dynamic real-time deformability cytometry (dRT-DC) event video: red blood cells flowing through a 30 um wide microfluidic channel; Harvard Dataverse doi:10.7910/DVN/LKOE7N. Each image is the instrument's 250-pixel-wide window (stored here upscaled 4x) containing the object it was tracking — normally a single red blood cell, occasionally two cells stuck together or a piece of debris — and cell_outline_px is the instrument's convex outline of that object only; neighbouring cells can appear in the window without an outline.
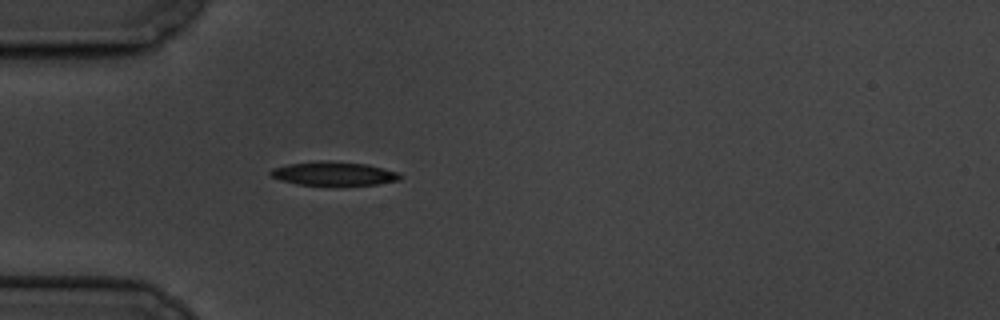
{"species": "common noctule bat (a hibernating species)", "species_latin": "Nyctalus noctula", "temperature_condition": "cold", "stored_images_in_passage": 5, "camera_frame_rate_fps": 3000, "um_per_image_px": 0.085, "animal": {"sex": "male", "body_mass_g": 19.5, "forearm_length_mm": 54.6}, "frame": {"image": 1, "passage_image": 5, "time_ms": 5.667, "image_size_px": [1000, 320], "cell_outline_px": [[404, 176], [400, 180], [376, 184], [300, 184], [280, 180], [272, 176], [268, 172], [272, 168], [288, 164], [320, 160], [328, 160], [368, 164], [400, 172]], "centroid_in_image_um": [28.41, 14.72], "position_along_channel_um": 56.6, "area_um2": 17.86}}